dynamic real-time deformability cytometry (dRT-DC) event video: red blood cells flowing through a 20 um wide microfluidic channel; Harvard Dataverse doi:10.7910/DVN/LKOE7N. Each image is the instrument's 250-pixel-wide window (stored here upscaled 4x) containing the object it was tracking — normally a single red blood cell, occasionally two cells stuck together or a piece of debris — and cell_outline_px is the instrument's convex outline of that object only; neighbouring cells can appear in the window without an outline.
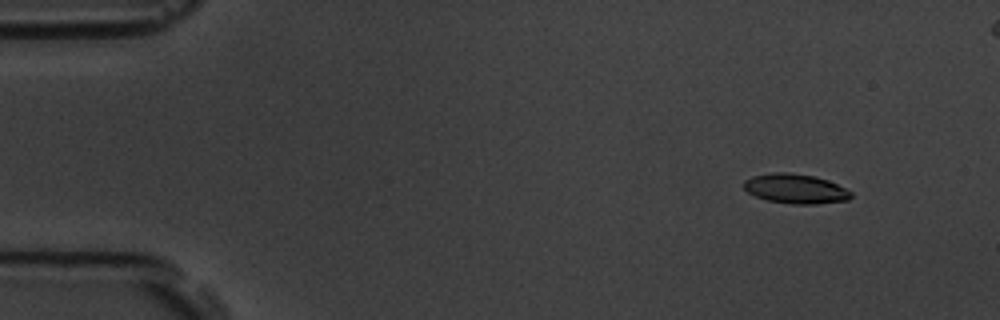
{"species": "common noctule bat (a hibernating species)", "species_latin": "Nyctalus noctula", "temperature_condition": "room temperature", "stored_images_in_passage": 4, "camera_frame_rate_fps": 3000, "um_per_image_px": 0.085, "animal": {"sex": "male", "body_mass_g": 19.5, "forearm_length_mm": 54.6}, "frame": {"image": 1, "passage_image": 1, "time_ms": 0.0, "image_size_px": [1000, 320], "cell_outline_px": [[852, 196], [848, 200], [816, 204], [792, 204], [768, 200], [756, 196], [748, 192], [744, 188], [744, 180], [752, 176], [776, 172], [788, 172], [812, 176], [828, 180], [852, 192]], "centroid_in_image_um": [67.62, 16.04], "position_along_channel_um": 17.4, "area_um2": 18.32}}